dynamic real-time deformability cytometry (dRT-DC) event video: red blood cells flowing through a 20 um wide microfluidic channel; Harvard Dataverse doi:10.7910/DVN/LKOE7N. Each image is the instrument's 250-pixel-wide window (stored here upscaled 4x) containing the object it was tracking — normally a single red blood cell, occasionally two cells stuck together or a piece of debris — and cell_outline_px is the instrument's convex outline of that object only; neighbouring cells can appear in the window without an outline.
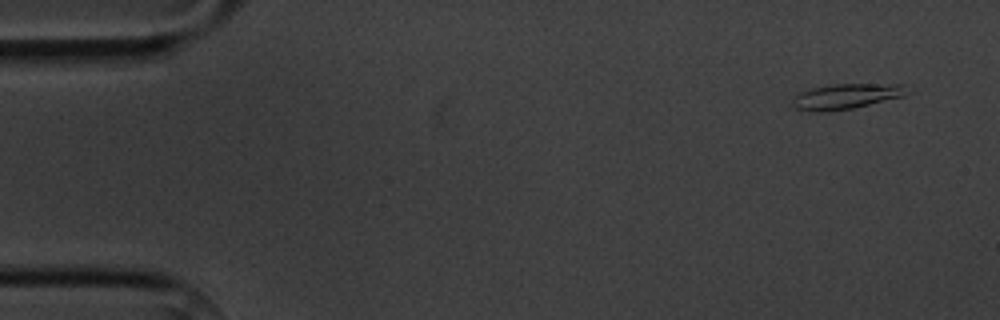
{"species": "common noctule bat (a hibernating species)", "species_latin": "Nyctalus noctula", "temperature_condition": "cold", "stored_images_in_passage": 5, "camera_frame_rate_fps": 3000, "um_per_image_px": 0.085, "animal": {"sex": "male", "body_mass_g": 20.1, "forearm_length_mm": 53.5}, "frame": {"image": 1, "passage_image": 1, "time_ms": 0.0, "image_size_px": [1000, 320], "cell_outline_px": [[916, 88], [912, 92], [904, 96], [852, 108], [828, 112], [816, 112], [796, 108], [792, 104], [792, 96], [800, 92], [812, 88], [832, 84], [904, 84]], "centroid_in_image_um": [72.02, 8.17], "position_along_channel_um": 13.0, "area_um2": 17.28}}
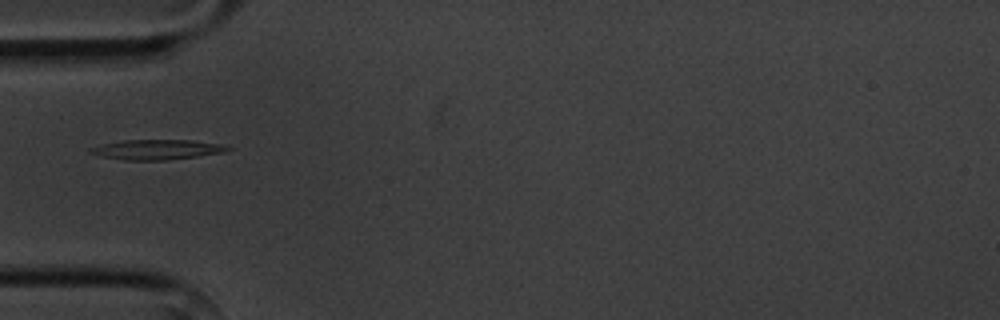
{"frame": {"image": 2, "passage_image": 5, "time_ms": 4.667, "image_size_px": [1000, 320], "cell_outline_px": [[232, 148], [224, 152], [168, 160], [124, 160], [100, 156], [88, 152], [88, 148], [104, 144], [124, 140], [192, 140], [220, 144]], "centroid_in_image_um": [13.3, 12.71], "position_along_channel_um": 71.7, "area_um2": 15.84}}